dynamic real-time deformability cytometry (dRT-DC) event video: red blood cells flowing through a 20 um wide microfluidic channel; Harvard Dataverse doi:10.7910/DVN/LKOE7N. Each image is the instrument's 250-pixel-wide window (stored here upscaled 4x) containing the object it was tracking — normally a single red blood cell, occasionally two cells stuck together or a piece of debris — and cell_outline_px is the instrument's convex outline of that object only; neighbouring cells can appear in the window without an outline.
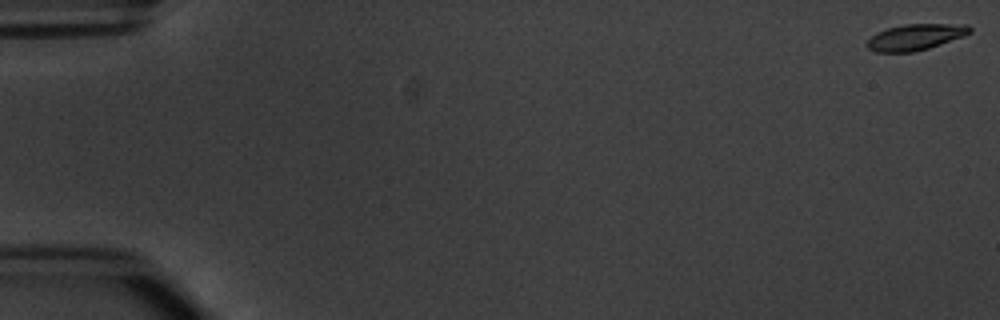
{"species": "common noctule bat (a hibernating species)", "species_latin": "Nyctalus noctula", "temperature_condition": "warm", "stored_images_in_passage": 4, "camera_frame_rate_fps": 3000, "um_per_image_px": 0.085, "animal": {"sex": "male", "body_mass_g": 20.1, "forearm_length_mm": 53.5}, "frame": {"image": 1, "passage_image": 1, "time_ms": 0.0, "image_size_px": [1000, 320], "cell_outline_px": [[972, 32], [964, 36], [928, 48], [912, 52], [876, 52], [868, 48], [864, 44], [876, 32], [888, 28], [904, 24], [968, 24], [972, 28]], "centroid_in_image_um": [77.81, 3.14], "position_along_channel_um": 7.2, "area_um2": 15.66}}